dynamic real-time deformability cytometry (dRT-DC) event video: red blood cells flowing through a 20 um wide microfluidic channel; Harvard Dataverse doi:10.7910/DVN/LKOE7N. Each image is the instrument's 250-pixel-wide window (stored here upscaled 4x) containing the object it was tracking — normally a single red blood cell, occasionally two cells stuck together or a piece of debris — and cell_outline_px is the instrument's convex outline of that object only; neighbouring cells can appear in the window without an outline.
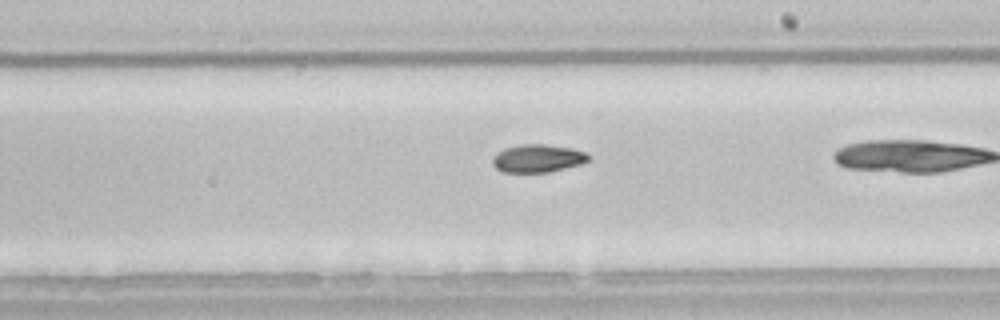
{"species": "common noctule bat (a hibernating species)", "species_latin": "Nyctalus noctula", "temperature_condition": "room temperature", "stored_images_in_passage": 36, "camera_frame_rate_fps": 3000, "um_per_image_px": 0.085, "animal": {"sex": "male", "body_mass_g": 21.5, "forearm_length_mm": 52.0}, "frame": {"image": 1, "passage_image": 26, "time_ms": 8.333, "image_size_px": [1000, 320], "cell_outline_px": [[592, 160], [580, 164], [548, 172], [504, 172], [496, 168], [492, 164], [492, 160], [496, 152], [504, 148], [520, 144], [544, 144], [572, 148], [588, 152], [592, 156]], "centroid_in_image_um": [45.74, 13.45], "position_along_channel_um": 243.3, "area_um2": 15.84}}